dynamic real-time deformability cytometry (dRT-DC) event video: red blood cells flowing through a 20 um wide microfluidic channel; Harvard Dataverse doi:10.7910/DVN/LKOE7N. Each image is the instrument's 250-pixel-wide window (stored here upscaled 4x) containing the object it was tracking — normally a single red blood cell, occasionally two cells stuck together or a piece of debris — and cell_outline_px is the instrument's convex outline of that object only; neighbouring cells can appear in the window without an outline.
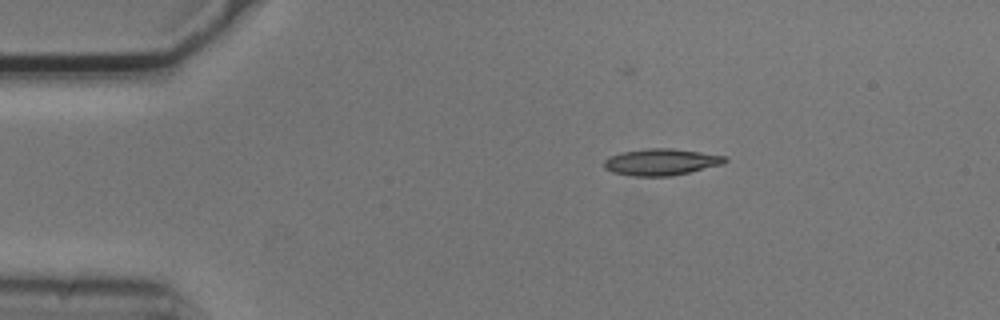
{"species": "common noctule bat (a hibernating species)", "species_latin": "Nyctalus noctula", "temperature_condition": "cold", "stored_images_in_passage": 2, "camera_frame_rate_fps": 3000, "um_per_image_px": 0.085, "animal": {"sex": "male", "body_mass_g": 20.5, "forearm_length_mm": 52.5}, "frame": {"image": 1, "passage_image": 2, "time_ms": 0.333, "image_size_px": [1000, 320], "cell_outline_px": [[728, 160], [724, 164], [672, 176], [632, 176], [612, 172], [604, 168], [604, 160], [608, 156], [624, 152], [648, 148], [672, 148], [728, 156]], "centroid_in_image_um": [56.21, 13.77], "position_along_channel_um": 28.8, "area_um2": 18.84}}